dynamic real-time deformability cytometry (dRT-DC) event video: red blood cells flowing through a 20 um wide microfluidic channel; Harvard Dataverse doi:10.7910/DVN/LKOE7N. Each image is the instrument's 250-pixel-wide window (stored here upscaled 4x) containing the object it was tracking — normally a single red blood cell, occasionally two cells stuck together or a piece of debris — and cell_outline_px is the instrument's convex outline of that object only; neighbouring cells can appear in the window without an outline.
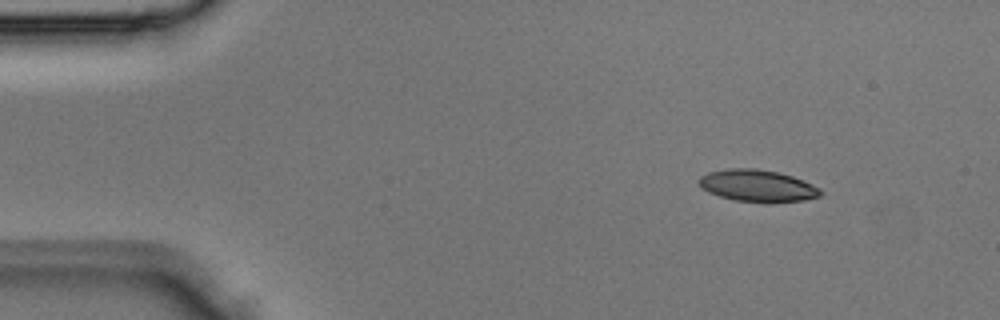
{"species": "Egyptian fruit bat (a non-hibernating species)", "species_latin": "Rousettus aegyptiacus", "temperature_condition": "room temperature", "stored_images_in_passage": 3, "camera_frame_rate_fps": 3000, "um_per_image_px": 0.085, "animal": {"sex": "male"}, "frame": {"image": 1, "passage_image": 1, "time_ms": 0.0, "image_size_px": [1000, 320], "cell_outline_px": [[824, 192], [820, 196], [804, 200], [772, 204], [764, 204], [736, 200], [720, 196], [708, 192], [696, 180], [700, 176], [708, 172], [728, 168], [756, 168], [776, 172], [792, 176], [812, 184], [820, 188]], "centroid_in_image_um": [64.41, 15.81], "position_along_channel_um": 20.6, "area_um2": 23.0}}
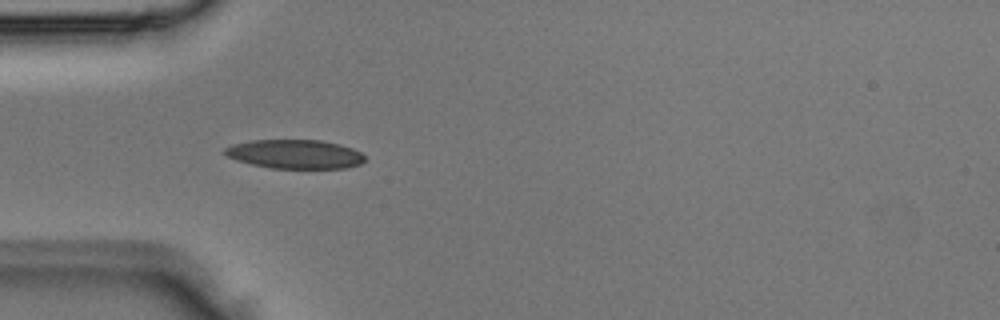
{"frame": {"image": 2, "passage_image": 3, "time_ms": 0.667, "image_size_px": [1000, 320], "cell_outline_px": [[364, 160], [360, 164], [344, 168], [272, 168], [252, 164], [236, 160], [228, 156], [224, 152], [224, 148], [232, 144], [252, 140], [320, 140], [352, 148], [360, 152], [364, 156]], "centroid_in_image_um": [25.04, 13.1], "position_along_channel_um": 60.0, "area_um2": 23.41}}